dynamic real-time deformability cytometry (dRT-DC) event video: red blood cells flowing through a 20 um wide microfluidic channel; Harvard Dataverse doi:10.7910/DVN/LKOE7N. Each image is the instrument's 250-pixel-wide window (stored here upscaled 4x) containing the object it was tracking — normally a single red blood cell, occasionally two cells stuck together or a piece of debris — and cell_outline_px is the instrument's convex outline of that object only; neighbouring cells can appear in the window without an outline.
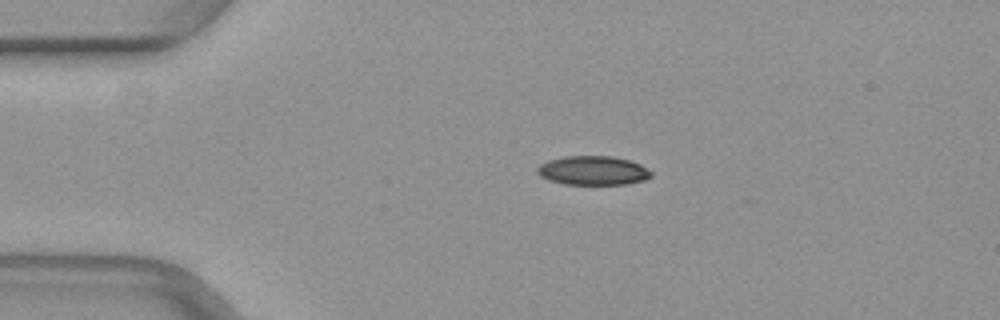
{"species": "common noctule bat (a hibernating species)", "species_latin": "Nyctalus noctula", "temperature_condition": "warm", "stored_images_in_passage": 26, "camera_frame_rate_fps": 3000, "um_per_image_px": 0.085, "animal": {"sex": "female", "body_mass_g": 29.2, "forearm_length_mm": 56.3}, "frame": {"image": 1, "passage_image": 9, "time_ms": 2.667, "image_size_px": [1000, 320], "cell_outline_px": [[652, 176], [644, 180], [628, 184], [564, 184], [548, 180], [540, 176], [536, 172], [536, 168], [540, 164], [548, 160], [564, 156], [612, 156], [628, 160], [640, 164], [652, 172]], "centroid_in_image_um": [50.38, 14.49], "position_along_channel_um": 34.6, "area_um2": 19.36}}
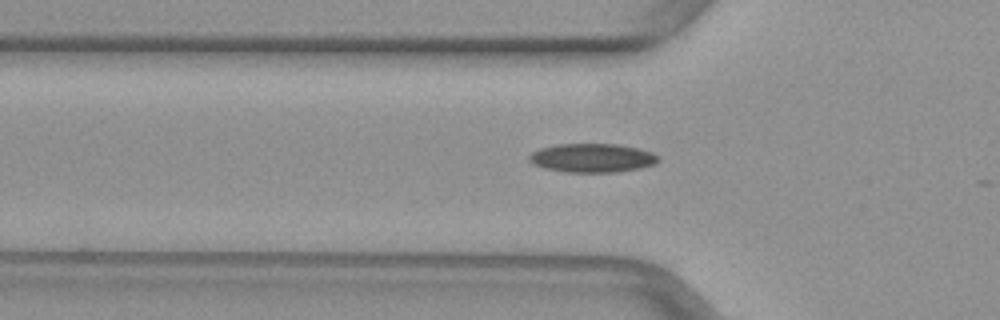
{"frame": {"image": 2, "passage_image": 15, "time_ms": 4.667, "image_size_px": [1000, 320], "cell_outline_px": [[660, 160], [656, 164], [640, 168], [616, 172], [564, 172], [544, 168], [532, 164], [528, 160], [528, 156], [532, 152], [540, 148], [556, 144], [620, 144], [652, 152], [660, 156]], "centroid_in_image_um": [50.34, 13.42], "position_along_channel_um": 75.5, "area_um2": 21.91}}